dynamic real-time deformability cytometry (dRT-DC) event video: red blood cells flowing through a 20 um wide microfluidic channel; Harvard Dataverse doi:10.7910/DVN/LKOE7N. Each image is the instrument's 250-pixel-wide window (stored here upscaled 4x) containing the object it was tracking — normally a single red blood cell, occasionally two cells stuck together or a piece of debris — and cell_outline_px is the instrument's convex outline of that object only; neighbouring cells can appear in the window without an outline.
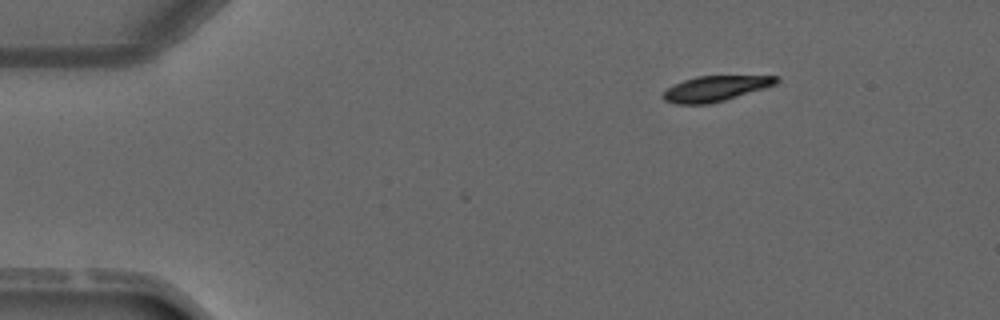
{"species": "common noctule bat (a hibernating species)", "species_latin": "Nyctalus noctula", "temperature_condition": "warm", "stored_images_in_passage": 3, "camera_frame_rate_fps": 3000, "um_per_image_px": 0.085, "animal": {"sex": "male", "forearm_length_mm": 52.5}, "frame": {"image": 1, "passage_image": 1, "time_ms": 0.0, "image_size_px": [1000, 320], "cell_outline_px": [[780, 80], [776, 84], [764, 88], [724, 100], [708, 104], [676, 104], [664, 100], [660, 96], [668, 88], [684, 80], [696, 76], [780, 76]], "centroid_in_image_um": [60.8, 7.53], "position_along_channel_um": 24.2, "area_um2": 16.59}}